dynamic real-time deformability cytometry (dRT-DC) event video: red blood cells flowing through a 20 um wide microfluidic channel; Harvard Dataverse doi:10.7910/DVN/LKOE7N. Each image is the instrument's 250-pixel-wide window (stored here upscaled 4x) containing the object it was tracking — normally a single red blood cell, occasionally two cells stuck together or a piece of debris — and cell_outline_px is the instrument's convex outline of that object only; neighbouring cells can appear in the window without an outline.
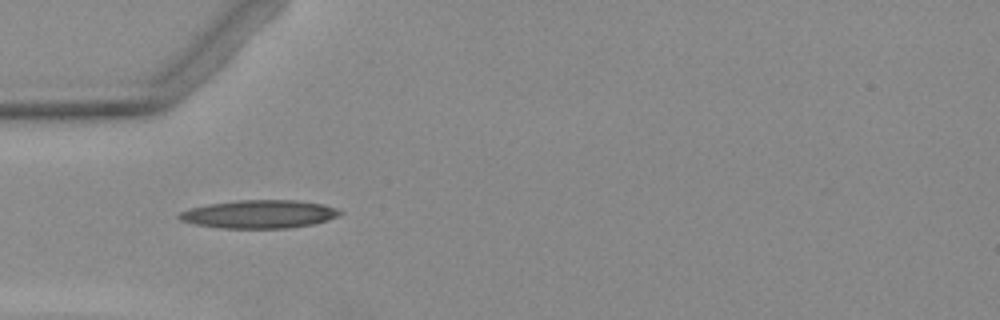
{"species": "Egyptian fruit bat (a non-hibernating species)", "species_latin": "Rousettus aegyptiacus", "temperature_condition": "warm", "stored_images_in_passage": 2, "camera_frame_rate_fps": 3000, "um_per_image_px": 0.085, "animal": {"sex": "female"}, "frame": {"image": 1, "passage_image": 1, "time_ms": 0.0, "image_size_px": [1000, 320], "cell_outline_px": [[344, 212], [340, 216], [328, 220], [312, 224], [292, 228], [220, 228], [196, 224], [180, 220], [176, 216], [180, 212], [188, 208], [208, 204], [236, 200], [296, 200], [324, 204], [336, 208]], "centroid_in_image_um": [22.05, 18.2], "position_along_channel_um": 62.9, "area_um2": 26.65}}
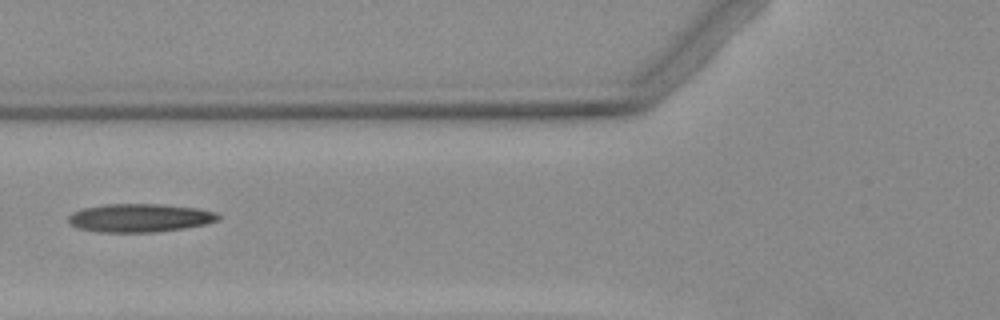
{"frame": {"image": 2, "passage_image": 2, "time_ms": 1.333, "image_size_px": [1000, 320], "cell_outline_px": [[220, 216], [216, 220], [204, 224], [184, 228], [156, 232], [96, 232], [76, 228], [68, 220], [68, 216], [72, 212], [84, 208], [104, 204], [160, 204], [200, 208], [216, 212]], "centroid_in_image_um": [11.85, 18.52], "position_along_channel_um": 113.9, "area_um2": 24.8}}